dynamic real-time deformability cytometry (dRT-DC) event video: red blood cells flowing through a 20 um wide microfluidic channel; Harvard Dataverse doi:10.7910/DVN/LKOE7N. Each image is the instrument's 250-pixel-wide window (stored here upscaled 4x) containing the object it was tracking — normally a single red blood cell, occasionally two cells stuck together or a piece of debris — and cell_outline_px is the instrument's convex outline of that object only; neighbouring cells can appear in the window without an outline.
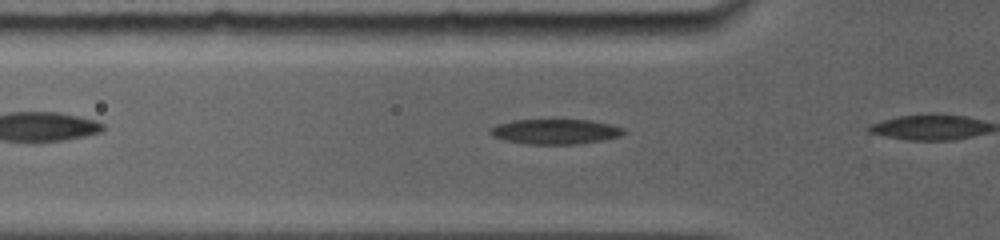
{"species": "common noctule bat (a hibernating species)", "species_latin": "Nyctalus noctula", "temperature_condition": "room temperature", "stored_images_in_passage": 11, "camera_frame_rate_fps": 5000, "um_per_image_px": 0.085, "animal": {"sex": "female", "body_mass_g": 19.0, "forearm_length_mm": 56.7}, "frame": {"image": 1, "passage_image": 4, "time_ms": 0.6, "image_size_px": [1000, 240], "cell_outline_px": [[624, 132], [620, 136], [580, 144], [524, 144], [504, 140], [492, 136], [488, 132], [488, 128], [496, 124], [512, 120], [592, 120], [624, 128]], "centroid_in_image_um": [47.12, 11.18], "position_along_channel_um": 78.7, "area_um2": 19.54}}
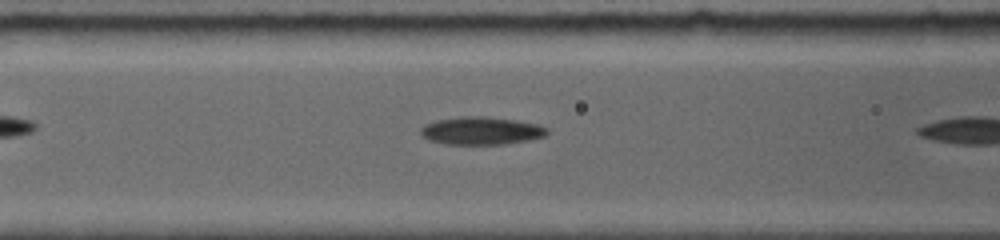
{"frame": {"image": 2, "passage_image": 10, "time_ms": 1.8, "image_size_px": [1000, 240], "cell_outline_px": [[548, 132], [544, 136], [528, 140], [508, 144], [444, 144], [428, 140], [420, 136], [420, 128], [424, 124], [436, 120], [464, 116], [484, 116], [516, 120], [540, 124], [548, 128]], "centroid_in_image_um": [40.88, 11.11], "position_along_channel_um": 125.7, "area_um2": 20.75}}